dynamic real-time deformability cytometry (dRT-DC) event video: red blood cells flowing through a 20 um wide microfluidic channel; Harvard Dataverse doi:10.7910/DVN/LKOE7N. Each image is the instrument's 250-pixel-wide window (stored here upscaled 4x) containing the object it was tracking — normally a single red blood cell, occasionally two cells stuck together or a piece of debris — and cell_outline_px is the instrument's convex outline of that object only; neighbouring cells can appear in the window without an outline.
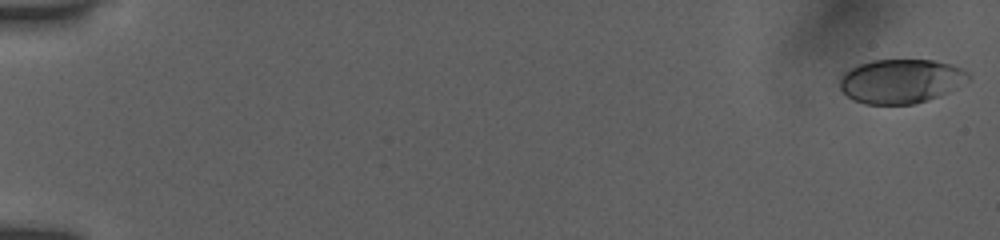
{"species": "human", "species_latin": "Homo sapiens", "temperature_condition": "room temperature", "stored_images_in_passage": 54, "camera_frame_rate_fps": 3000, "um_per_image_px": 0.085, "donor": {"sex": "female"}, "frame": {"image": 1, "passage_image": 1, "time_ms": 0.0, "image_size_px": [1000, 240], "cell_outline_px": [[972, 76], [968, 80], [948, 92], [940, 96], [928, 100], [912, 104], [864, 104], [852, 100], [840, 88], [840, 76], [844, 72], [860, 64], [872, 60], [932, 60], [952, 64], [964, 68]], "centroid_in_image_um": [76.59, 6.9], "position_along_channel_um": 8.4, "area_um2": 33.23}}
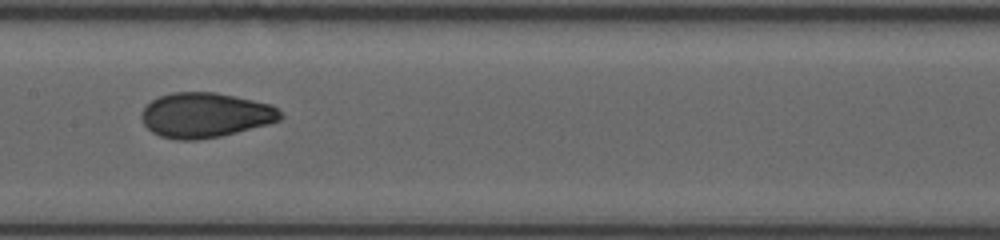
{"frame": {"image": 2, "passage_image": 29, "time_ms": 9.333, "image_size_px": [1000, 240], "cell_outline_px": [[284, 116], [280, 120], [268, 124], [220, 136], [196, 140], [176, 140], [160, 136], [152, 132], [144, 124], [140, 116], [140, 112], [152, 100], [160, 96], [172, 92], [216, 92], [236, 96], [272, 104]], "centroid_in_image_um": [17.44, 9.78], "position_along_channel_um": 190.0, "area_um2": 36.41}}
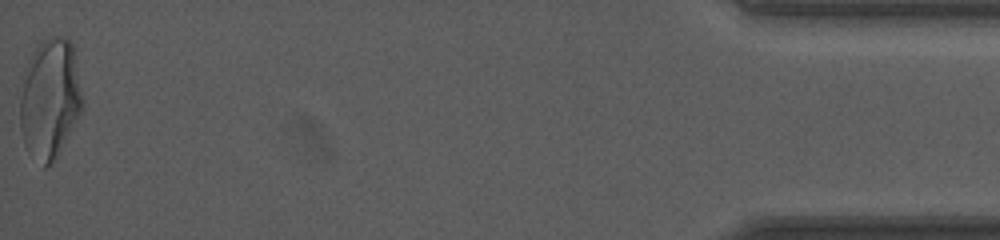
{"frame": {"image": 3, "passage_image": 54, "time_ms": 17.667, "image_size_px": [1000, 240], "cell_outline_px": [[84, 108], [60, 152], [44, 168], [24, 144], [20, 128], [20, 76], [28, 60], [40, 40], [48, 36], [60, 36], [68, 40], [72, 44], [84, 104]], "centroid_in_image_um": [4.22, 8.35], "position_along_channel_um": 431.0, "area_um2": 44.1}, "authors_computed_cell_mechanics": {"area_um2": 35.836, "velocity_mm_per_s": 3.9257, "shape_relaxation_time_tau1_ms": 4.0515, "shape_relaxation_time_tau2_ms": 0.8331, "deformation_change_tau1": 0.1708, "deformation_change_tau2": 0.0526}}